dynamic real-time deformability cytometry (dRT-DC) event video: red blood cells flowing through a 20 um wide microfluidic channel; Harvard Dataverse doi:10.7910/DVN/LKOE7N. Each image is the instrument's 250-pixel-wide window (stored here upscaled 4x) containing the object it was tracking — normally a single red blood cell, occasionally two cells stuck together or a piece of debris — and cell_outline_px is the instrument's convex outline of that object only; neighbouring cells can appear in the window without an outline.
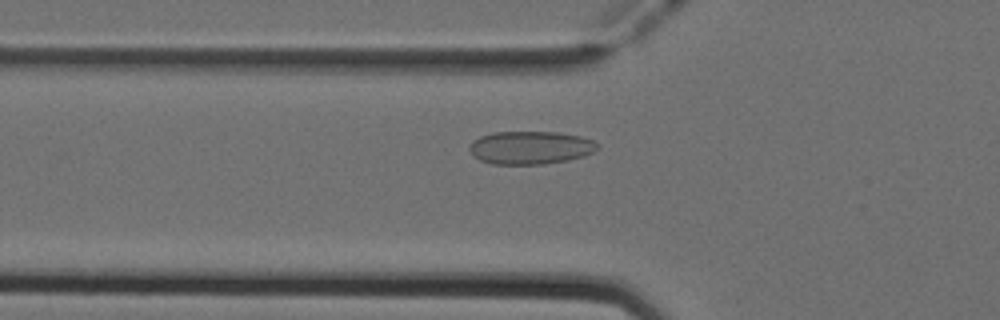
{"species": "Egyptian fruit bat (a non-hibernating species)", "species_latin": "Rousettus aegyptiacus", "temperature_condition": "cold", "stored_images_in_passage": 49, "camera_frame_rate_fps": 3000, "um_per_image_px": 0.085, "animal": {"sex": "female"}, "frame": {"image": 1, "passage_image": 15, "time_ms": 4.667, "image_size_px": [1000, 320], "cell_outline_px": [[600, 148], [584, 156], [568, 160], [544, 164], [492, 164], [480, 160], [468, 148], [472, 140], [480, 136], [492, 132], [560, 132], [580, 136], [592, 140], [600, 144]], "centroid_in_image_um": [45.11, 12.54], "position_along_channel_um": 80.7, "area_um2": 24.8}}
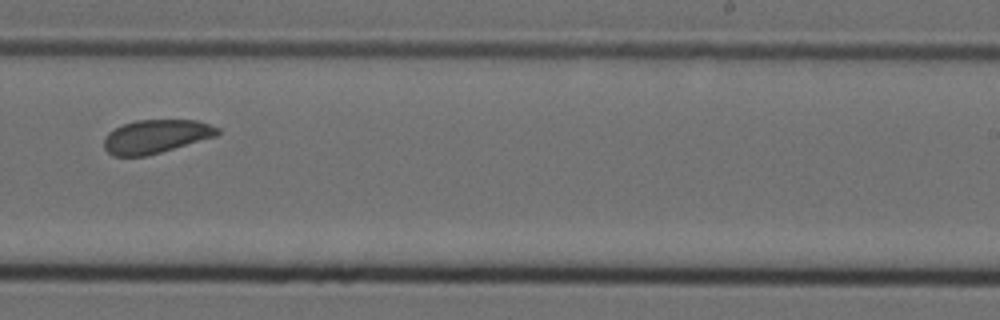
{"frame": {"image": 2, "passage_image": 30, "time_ms": 9.667, "image_size_px": [1000, 320], "cell_outline_px": [[220, 132], [216, 136], [160, 152], [144, 156], [112, 156], [104, 148], [104, 140], [108, 132], [124, 124], [136, 120], [196, 120], [220, 128]], "centroid_in_image_um": [13.24, 11.59], "position_along_channel_um": 275.8, "area_um2": 21.96}}
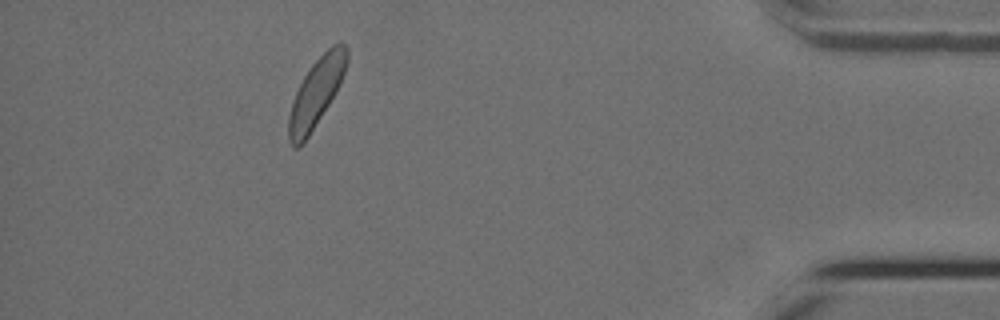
{"frame": {"image": 3, "passage_image": 44, "time_ms": 14.333, "image_size_px": [1000, 320], "cell_outline_px": [[348, 60], [340, 84], [336, 92], [304, 144], [300, 148], [292, 148], [288, 140], [288, 116], [292, 100], [308, 68], [332, 44], [340, 40], [348, 48]], "centroid_in_image_um": [26.87, 7.9], "position_along_channel_um": 408.3, "area_um2": 23.41}, "authors_computed_cell_mechanics": {"area_um2": 23.1778, "velocity_mm_per_s": 3.8969, "shape_relaxation_time_tau1_ms": 2.5464, "shape_relaxation_time_tau2_ms": null, "deformation_change_tau1": 0.0414, "deformation_change_tau2": null}}